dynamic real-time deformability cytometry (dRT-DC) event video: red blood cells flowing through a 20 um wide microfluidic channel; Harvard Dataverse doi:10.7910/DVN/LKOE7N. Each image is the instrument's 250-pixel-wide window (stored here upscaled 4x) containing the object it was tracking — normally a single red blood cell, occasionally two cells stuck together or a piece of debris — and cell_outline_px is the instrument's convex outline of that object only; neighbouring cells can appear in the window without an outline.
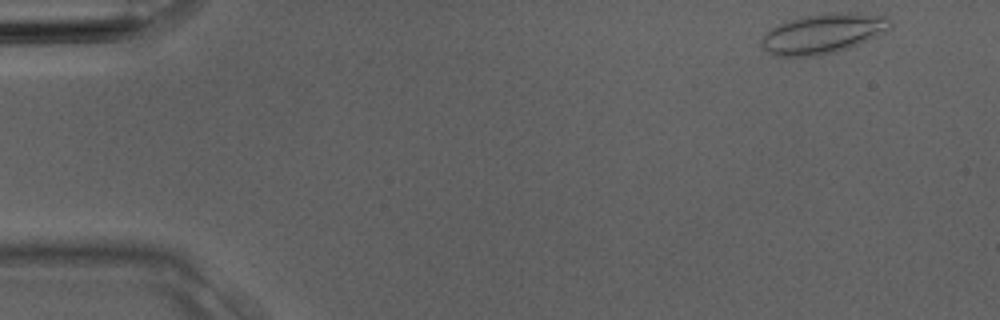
{"species": "Egyptian fruit bat (a non-hibernating species)", "species_latin": "Rousettus aegyptiacus", "temperature_condition": "room temperature", "stored_images_in_passage": 3, "camera_frame_rate_fps": 3000, "um_per_image_px": 0.085, "animal": {"sex": "male"}, "frame": {"image": 1, "passage_image": 1, "time_ms": 0.0, "image_size_px": [1000, 320], "cell_outline_px": [[892, 28], [884, 32], [848, 48], [836, 52], [816, 56], [772, 56], [760, 44], [760, 40], [772, 28], [780, 24], [804, 16], [848, 12], [888, 16], [892, 20]], "centroid_in_image_um": [69.98, 2.86], "position_along_channel_um": 15.0, "area_um2": 29.48}}